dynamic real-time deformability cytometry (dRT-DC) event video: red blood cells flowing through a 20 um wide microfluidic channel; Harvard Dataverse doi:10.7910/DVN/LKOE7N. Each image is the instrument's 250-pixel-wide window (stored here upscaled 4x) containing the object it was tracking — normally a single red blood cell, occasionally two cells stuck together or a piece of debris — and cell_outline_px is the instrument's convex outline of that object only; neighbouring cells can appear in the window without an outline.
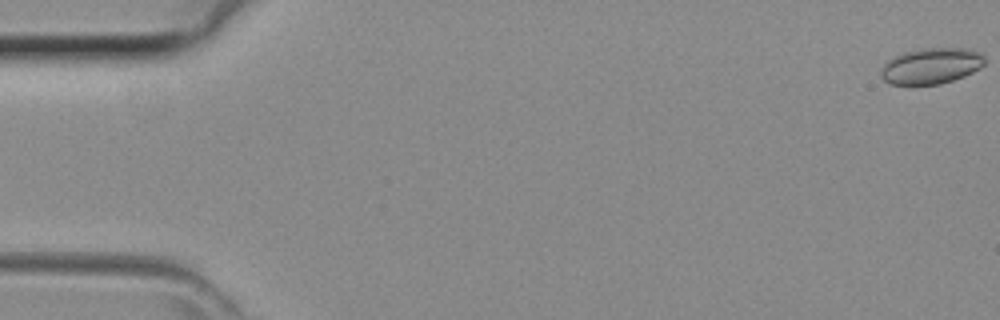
{"species": "common noctule bat (a hibernating species)", "species_latin": "Nyctalus noctula", "temperature_condition": "room temperature", "stored_images_in_passage": 12, "camera_frame_rate_fps": 3000, "um_per_image_px": 0.085, "animal": {"sex": "female", "body_mass_g": 29.2, "forearm_length_mm": 56.3}, "frame": {"image": 1, "passage_image": 1, "time_ms": 0.0, "image_size_px": [1000, 320], "cell_outline_px": [[984, 64], [980, 68], [964, 76], [940, 84], [888, 84], [880, 76], [880, 72], [884, 64], [892, 56], [904, 52], [920, 48], [972, 48], [980, 52], [984, 56]], "centroid_in_image_um": [79.15, 5.59], "position_along_channel_um": 5.9, "area_um2": 21.91}}